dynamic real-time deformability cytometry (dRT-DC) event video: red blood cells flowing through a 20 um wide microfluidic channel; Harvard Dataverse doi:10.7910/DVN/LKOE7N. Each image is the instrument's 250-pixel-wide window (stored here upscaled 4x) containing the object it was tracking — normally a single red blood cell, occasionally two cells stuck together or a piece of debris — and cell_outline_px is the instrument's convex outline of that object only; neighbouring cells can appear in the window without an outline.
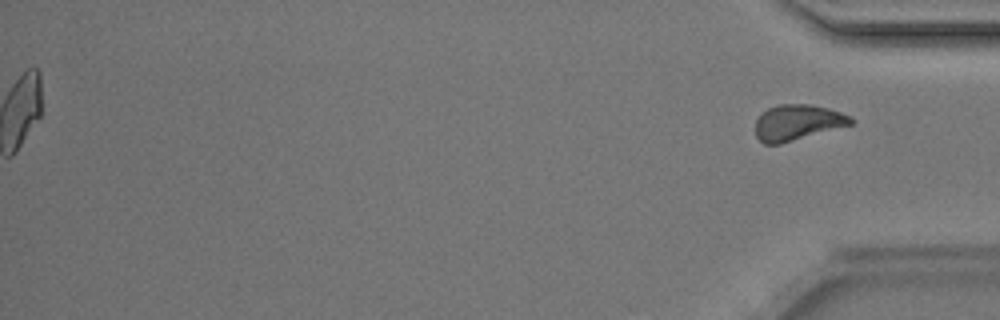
{"species": "Egyptian fruit bat (a non-hibernating species)", "species_latin": "Rousettus aegyptiacus", "temperature_condition": "room temperature", "stored_images_in_passage": 45, "segment_of_instrument_passage": [2, 2], "camera_frame_rate_fps": 3000, "um_per_image_px": 0.085, "animal": {"sex": "male"}, "frame": {"image": 1, "passage_image": 45, "time_ms": 14.667, "image_size_px": [1000, 320], "cell_outline_px": [[856, 120], [852, 124], [780, 144], [764, 144], [756, 136], [756, 120], [768, 108], [780, 104], [808, 104], [828, 108], [852, 116]], "centroid_in_image_um": [67.81, 10.41], "position_along_channel_um": 367.4, "area_um2": 19.71}}